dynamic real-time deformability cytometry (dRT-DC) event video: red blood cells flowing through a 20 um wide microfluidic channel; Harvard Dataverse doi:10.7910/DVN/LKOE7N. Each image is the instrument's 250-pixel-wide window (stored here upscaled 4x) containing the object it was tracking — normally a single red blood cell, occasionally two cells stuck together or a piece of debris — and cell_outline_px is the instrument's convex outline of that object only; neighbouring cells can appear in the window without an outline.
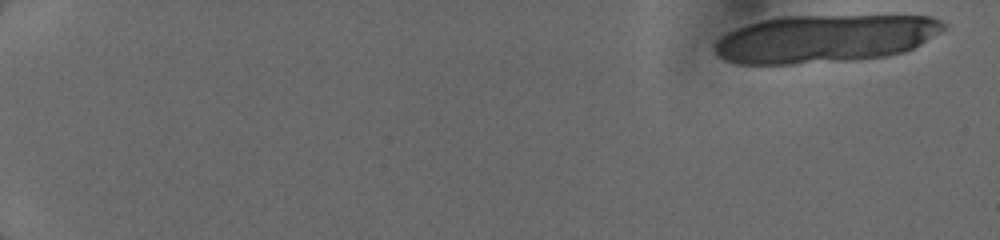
{"species": "human", "species_latin": "Homo sapiens", "temperature_condition": "cold", "stored_images_in_passage": 11, "camera_frame_rate_fps": 3000, "um_per_image_px": 0.085, "donor": {"sex": "female"}, "frame": {"image": 1, "passage_image": 1, "time_ms": 0.0, "image_size_px": [1000, 240], "cell_outline_px": [[948, 28], [920, 44], [904, 52], [888, 56], [852, 60], [792, 64], [736, 64], [724, 60], [716, 56], [716, 40], [720, 36], [736, 28], [760, 20], [780, 16], [932, 16], [948, 24]], "centroid_in_image_um": [70.11, 3.28], "position_along_channel_um": 14.9, "area_um2": 64.22}}